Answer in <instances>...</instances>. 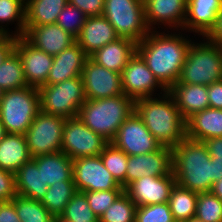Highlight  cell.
Listing matches in <instances>:
<instances>
[{"label":"cell","instance_id":"cell-1","mask_svg":"<svg viewBox=\"0 0 222 222\" xmlns=\"http://www.w3.org/2000/svg\"><path fill=\"white\" fill-rule=\"evenodd\" d=\"M150 31L139 43L136 52L157 80L168 90L178 80L192 39L182 34ZM190 40V41H189Z\"/></svg>","mask_w":222,"mask_h":222},{"label":"cell","instance_id":"cell-2","mask_svg":"<svg viewBox=\"0 0 222 222\" xmlns=\"http://www.w3.org/2000/svg\"><path fill=\"white\" fill-rule=\"evenodd\" d=\"M160 94L136 100L135 112L162 146L173 148L186 137V120L172 96Z\"/></svg>","mask_w":222,"mask_h":222},{"label":"cell","instance_id":"cell-3","mask_svg":"<svg viewBox=\"0 0 222 222\" xmlns=\"http://www.w3.org/2000/svg\"><path fill=\"white\" fill-rule=\"evenodd\" d=\"M172 171L176 183L197 193L210 192L214 176V163L203 141L185 137L172 148Z\"/></svg>","mask_w":222,"mask_h":222},{"label":"cell","instance_id":"cell-4","mask_svg":"<svg viewBox=\"0 0 222 222\" xmlns=\"http://www.w3.org/2000/svg\"><path fill=\"white\" fill-rule=\"evenodd\" d=\"M135 111V101L125 94L102 99H87L79 109L78 117L95 133L109 142L121 124Z\"/></svg>","mask_w":222,"mask_h":222},{"label":"cell","instance_id":"cell-5","mask_svg":"<svg viewBox=\"0 0 222 222\" xmlns=\"http://www.w3.org/2000/svg\"><path fill=\"white\" fill-rule=\"evenodd\" d=\"M202 41L190 44L176 83L209 86L222 80V47L207 38Z\"/></svg>","mask_w":222,"mask_h":222},{"label":"cell","instance_id":"cell-6","mask_svg":"<svg viewBox=\"0 0 222 222\" xmlns=\"http://www.w3.org/2000/svg\"><path fill=\"white\" fill-rule=\"evenodd\" d=\"M40 112L38 88L6 90L0 102V120L7 133L25 134Z\"/></svg>","mask_w":222,"mask_h":222},{"label":"cell","instance_id":"cell-7","mask_svg":"<svg viewBox=\"0 0 222 222\" xmlns=\"http://www.w3.org/2000/svg\"><path fill=\"white\" fill-rule=\"evenodd\" d=\"M40 111L64 117L78 116L79 109L87 101L81 76L38 88Z\"/></svg>","mask_w":222,"mask_h":222},{"label":"cell","instance_id":"cell-8","mask_svg":"<svg viewBox=\"0 0 222 222\" xmlns=\"http://www.w3.org/2000/svg\"><path fill=\"white\" fill-rule=\"evenodd\" d=\"M103 16L118 37L139 43L151 30L145 20L143 0H105Z\"/></svg>","mask_w":222,"mask_h":222},{"label":"cell","instance_id":"cell-9","mask_svg":"<svg viewBox=\"0 0 222 222\" xmlns=\"http://www.w3.org/2000/svg\"><path fill=\"white\" fill-rule=\"evenodd\" d=\"M66 119L39 112L24 134L32 158L61 151Z\"/></svg>","mask_w":222,"mask_h":222},{"label":"cell","instance_id":"cell-10","mask_svg":"<svg viewBox=\"0 0 222 222\" xmlns=\"http://www.w3.org/2000/svg\"><path fill=\"white\" fill-rule=\"evenodd\" d=\"M108 143L102 135L89 129L78 116L66 119L61 151L70 159L100 155Z\"/></svg>","mask_w":222,"mask_h":222},{"label":"cell","instance_id":"cell-11","mask_svg":"<svg viewBox=\"0 0 222 222\" xmlns=\"http://www.w3.org/2000/svg\"><path fill=\"white\" fill-rule=\"evenodd\" d=\"M111 143L128 156L148 154L162 146L135 111L121 124Z\"/></svg>","mask_w":222,"mask_h":222},{"label":"cell","instance_id":"cell-12","mask_svg":"<svg viewBox=\"0 0 222 222\" xmlns=\"http://www.w3.org/2000/svg\"><path fill=\"white\" fill-rule=\"evenodd\" d=\"M73 181L81 192L124 189L106 169L100 155L73 160Z\"/></svg>","mask_w":222,"mask_h":222},{"label":"cell","instance_id":"cell-13","mask_svg":"<svg viewBox=\"0 0 222 222\" xmlns=\"http://www.w3.org/2000/svg\"><path fill=\"white\" fill-rule=\"evenodd\" d=\"M121 80L124 94L134 101L153 97L154 92L159 88L163 93L167 92L137 52L122 70Z\"/></svg>","mask_w":222,"mask_h":222},{"label":"cell","instance_id":"cell-14","mask_svg":"<svg viewBox=\"0 0 222 222\" xmlns=\"http://www.w3.org/2000/svg\"><path fill=\"white\" fill-rule=\"evenodd\" d=\"M87 99H102L124 94L121 73L109 70L88 58L81 72Z\"/></svg>","mask_w":222,"mask_h":222},{"label":"cell","instance_id":"cell-15","mask_svg":"<svg viewBox=\"0 0 222 222\" xmlns=\"http://www.w3.org/2000/svg\"><path fill=\"white\" fill-rule=\"evenodd\" d=\"M176 181L173 171L164 176H144L130 183L124 191L137 207L169 201Z\"/></svg>","mask_w":222,"mask_h":222},{"label":"cell","instance_id":"cell-16","mask_svg":"<svg viewBox=\"0 0 222 222\" xmlns=\"http://www.w3.org/2000/svg\"><path fill=\"white\" fill-rule=\"evenodd\" d=\"M172 172V148L161 146L158 150L128 156L125 188L144 176H164Z\"/></svg>","mask_w":222,"mask_h":222},{"label":"cell","instance_id":"cell-17","mask_svg":"<svg viewBox=\"0 0 222 222\" xmlns=\"http://www.w3.org/2000/svg\"><path fill=\"white\" fill-rule=\"evenodd\" d=\"M14 50L18 53L28 86L39 88L46 85L53 56L31 45L23 36L16 37Z\"/></svg>","mask_w":222,"mask_h":222},{"label":"cell","instance_id":"cell-18","mask_svg":"<svg viewBox=\"0 0 222 222\" xmlns=\"http://www.w3.org/2000/svg\"><path fill=\"white\" fill-rule=\"evenodd\" d=\"M145 20L148 28L153 31V25H164L183 29L186 18L187 0H143ZM158 22V23H157ZM161 23V24H160ZM182 28V29H181Z\"/></svg>","mask_w":222,"mask_h":222},{"label":"cell","instance_id":"cell-19","mask_svg":"<svg viewBox=\"0 0 222 222\" xmlns=\"http://www.w3.org/2000/svg\"><path fill=\"white\" fill-rule=\"evenodd\" d=\"M23 37L34 47L55 56L76 42V38L58 24L25 27Z\"/></svg>","mask_w":222,"mask_h":222},{"label":"cell","instance_id":"cell-20","mask_svg":"<svg viewBox=\"0 0 222 222\" xmlns=\"http://www.w3.org/2000/svg\"><path fill=\"white\" fill-rule=\"evenodd\" d=\"M89 56L75 42L70 47L53 56V62L46 85H52L81 76L83 67Z\"/></svg>","mask_w":222,"mask_h":222},{"label":"cell","instance_id":"cell-21","mask_svg":"<svg viewBox=\"0 0 222 222\" xmlns=\"http://www.w3.org/2000/svg\"><path fill=\"white\" fill-rule=\"evenodd\" d=\"M222 11V0H187L183 31L195 32L203 38L210 32Z\"/></svg>","mask_w":222,"mask_h":222},{"label":"cell","instance_id":"cell-22","mask_svg":"<svg viewBox=\"0 0 222 222\" xmlns=\"http://www.w3.org/2000/svg\"><path fill=\"white\" fill-rule=\"evenodd\" d=\"M119 38L114 27L104 16L87 17L85 24L76 37V42L91 56L98 49Z\"/></svg>","mask_w":222,"mask_h":222},{"label":"cell","instance_id":"cell-23","mask_svg":"<svg viewBox=\"0 0 222 222\" xmlns=\"http://www.w3.org/2000/svg\"><path fill=\"white\" fill-rule=\"evenodd\" d=\"M167 92L174 99L185 120L193 114L210 107L207 86L205 85L175 83Z\"/></svg>","mask_w":222,"mask_h":222},{"label":"cell","instance_id":"cell-24","mask_svg":"<svg viewBox=\"0 0 222 222\" xmlns=\"http://www.w3.org/2000/svg\"><path fill=\"white\" fill-rule=\"evenodd\" d=\"M137 43L126 38H117L98 49L89 58L106 69L121 73L135 54Z\"/></svg>","mask_w":222,"mask_h":222},{"label":"cell","instance_id":"cell-25","mask_svg":"<svg viewBox=\"0 0 222 222\" xmlns=\"http://www.w3.org/2000/svg\"><path fill=\"white\" fill-rule=\"evenodd\" d=\"M186 137L197 141L222 137V110L209 107L193 114L186 120Z\"/></svg>","mask_w":222,"mask_h":222},{"label":"cell","instance_id":"cell-26","mask_svg":"<svg viewBox=\"0 0 222 222\" xmlns=\"http://www.w3.org/2000/svg\"><path fill=\"white\" fill-rule=\"evenodd\" d=\"M31 159L25 135L7 133L0 142V169L15 174Z\"/></svg>","mask_w":222,"mask_h":222},{"label":"cell","instance_id":"cell-27","mask_svg":"<svg viewBox=\"0 0 222 222\" xmlns=\"http://www.w3.org/2000/svg\"><path fill=\"white\" fill-rule=\"evenodd\" d=\"M41 170L43 182L48 186L61 181H73V160L62 151L32 158Z\"/></svg>","mask_w":222,"mask_h":222},{"label":"cell","instance_id":"cell-28","mask_svg":"<svg viewBox=\"0 0 222 222\" xmlns=\"http://www.w3.org/2000/svg\"><path fill=\"white\" fill-rule=\"evenodd\" d=\"M17 195L41 201L47 193L48 185L44 184L41 170L31 159L23 164L15 173Z\"/></svg>","mask_w":222,"mask_h":222},{"label":"cell","instance_id":"cell-29","mask_svg":"<svg viewBox=\"0 0 222 222\" xmlns=\"http://www.w3.org/2000/svg\"><path fill=\"white\" fill-rule=\"evenodd\" d=\"M68 0H31L25 6V27L54 24Z\"/></svg>","mask_w":222,"mask_h":222},{"label":"cell","instance_id":"cell-30","mask_svg":"<svg viewBox=\"0 0 222 222\" xmlns=\"http://www.w3.org/2000/svg\"><path fill=\"white\" fill-rule=\"evenodd\" d=\"M197 197V192L175 184L168 203L176 222H193L196 214Z\"/></svg>","mask_w":222,"mask_h":222},{"label":"cell","instance_id":"cell-31","mask_svg":"<svg viewBox=\"0 0 222 222\" xmlns=\"http://www.w3.org/2000/svg\"><path fill=\"white\" fill-rule=\"evenodd\" d=\"M77 192L74 181H61L48 186L47 193L41 203L55 217H60L71 198Z\"/></svg>","mask_w":222,"mask_h":222},{"label":"cell","instance_id":"cell-32","mask_svg":"<svg viewBox=\"0 0 222 222\" xmlns=\"http://www.w3.org/2000/svg\"><path fill=\"white\" fill-rule=\"evenodd\" d=\"M23 64L18 53L13 50L0 64V87L6 90H18L27 87Z\"/></svg>","mask_w":222,"mask_h":222},{"label":"cell","instance_id":"cell-33","mask_svg":"<svg viewBox=\"0 0 222 222\" xmlns=\"http://www.w3.org/2000/svg\"><path fill=\"white\" fill-rule=\"evenodd\" d=\"M21 222H53L55 217L41 201L16 195L11 200Z\"/></svg>","mask_w":222,"mask_h":222},{"label":"cell","instance_id":"cell-34","mask_svg":"<svg viewBox=\"0 0 222 222\" xmlns=\"http://www.w3.org/2000/svg\"><path fill=\"white\" fill-rule=\"evenodd\" d=\"M17 22L14 33L10 34L7 24ZM6 22V23H5ZM6 25H2V24ZM0 30L15 37L23 36L25 33V5L20 0H0ZM9 31V32H8Z\"/></svg>","mask_w":222,"mask_h":222},{"label":"cell","instance_id":"cell-35","mask_svg":"<svg viewBox=\"0 0 222 222\" xmlns=\"http://www.w3.org/2000/svg\"><path fill=\"white\" fill-rule=\"evenodd\" d=\"M100 157L106 169L125 189L128 155L109 142L102 150Z\"/></svg>","mask_w":222,"mask_h":222},{"label":"cell","instance_id":"cell-36","mask_svg":"<svg viewBox=\"0 0 222 222\" xmlns=\"http://www.w3.org/2000/svg\"><path fill=\"white\" fill-rule=\"evenodd\" d=\"M60 218L68 222H99V218L89 206L85 193L81 191L74 194Z\"/></svg>","mask_w":222,"mask_h":222},{"label":"cell","instance_id":"cell-37","mask_svg":"<svg viewBox=\"0 0 222 222\" xmlns=\"http://www.w3.org/2000/svg\"><path fill=\"white\" fill-rule=\"evenodd\" d=\"M136 204L123 191L99 218V222H135Z\"/></svg>","mask_w":222,"mask_h":222},{"label":"cell","instance_id":"cell-38","mask_svg":"<svg viewBox=\"0 0 222 222\" xmlns=\"http://www.w3.org/2000/svg\"><path fill=\"white\" fill-rule=\"evenodd\" d=\"M193 222H222V201L211 192L198 193Z\"/></svg>","mask_w":222,"mask_h":222},{"label":"cell","instance_id":"cell-39","mask_svg":"<svg viewBox=\"0 0 222 222\" xmlns=\"http://www.w3.org/2000/svg\"><path fill=\"white\" fill-rule=\"evenodd\" d=\"M135 222H176L168 202L136 207Z\"/></svg>","mask_w":222,"mask_h":222},{"label":"cell","instance_id":"cell-40","mask_svg":"<svg viewBox=\"0 0 222 222\" xmlns=\"http://www.w3.org/2000/svg\"><path fill=\"white\" fill-rule=\"evenodd\" d=\"M86 18L87 16L81 10L67 3L60 12L56 24L76 38L85 24Z\"/></svg>","mask_w":222,"mask_h":222},{"label":"cell","instance_id":"cell-41","mask_svg":"<svg viewBox=\"0 0 222 222\" xmlns=\"http://www.w3.org/2000/svg\"><path fill=\"white\" fill-rule=\"evenodd\" d=\"M124 189H111L108 191H84L89 206L94 214L100 218Z\"/></svg>","mask_w":222,"mask_h":222},{"label":"cell","instance_id":"cell-42","mask_svg":"<svg viewBox=\"0 0 222 222\" xmlns=\"http://www.w3.org/2000/svg\"><path fill=\"white\" fill-rule=\"evenodd\" d=\"M207 152L214 163L215 182L222 178V137H215L203 141Z\"/></svg>","mask_w":222,"mask_h":222},{"label":"cell","instance_id":"cell-43","mask_svg":"<svg viewBox=\"0 0 222 222\" xmlns=\"http://www.w3.org/2000/svg\"><path fill=\"white\" fill-rule=\"evenodd\" d=\"M16 195L15 174L0 169V202L11 201Z\"/></svg>","mask_w":222,"mask_h":222},{"label":"cell","instance_id":"cell-44","mask_svg":"<svg viewBox=\"0 0 222 222\" xmlns=\"http://www.w3.org/2000/svg\"><path fill=\"white\" fill-rule=\"evenodd\" d=\"M68 3L77 7L87 17L103 16L105 0H68Z\"/></svg>","mask_w":222,"mask_h":222},{"label":"cell","instance_id":"cell-45","mask_svg":"<svg viewBox=\"0 0 222 222\" xmlns=\"http://www.w3.org/2000/svg\"><path fill=\"white\" fill-rule=\"evenodd\" d=\"M209 106L222 110V80L207 86Z\"/></svg>","mask_w":222,"mask_h":222},{"label":"cell","instance_id":"cell-46","mask_svg":"<svg viewBox=\"0 0 222 222\" xmlns=\"http://www.w3.org/2000/svg\"><path fill=\"white\" fill-rule=\"evenodd\" d=\"M0 222H21L12 201L0 202Z\"/></svg>","mask_w":222,"mask_h":222},{"label":"cell","instance_id":"cell-47","mask_svg":"<svg viewBox=\"0 0 222 222\" xmlns=\"http://www.w3.org/2000/svg\"><path fill=\"white\" fill-rule=\"evenodd\" d=\"M16 37L7 34L0 41V64L7 58V56L14 50Z\"/></svg>","mask_w":222,"mask_h":222},{"label":"cell","instance_id":"cell-48","mask_svg":"<svg viewBox=\"0 0 222 222\" xmlns=\"http://www.w3.org/2000/svg\"><path fill=\"white\" fill-rule=\"evenodd\" d=\"M205 37L222 47V11L219 13L214 27Z\"/></svg>","mask_w":222,"mask_h":222},{"label":"cell","instance_id":"cell-49","mask_svg":"<svg viewBox=\"0 0 222 222\" xmlns=\"http://www.w3.org/2000/svg\"><path fill=\"white\" fill-rule=\"evenodd\" d=\"M210 192L222 201V178L213 183Z\"/></svg>","mask_w":222,"mask_h":222},{"label":"cell","instance_id":"cell-50","mask_svg":"<svg viewBox=\"0 0 222 222\" xmlns=\"http://www.w3.org/2000/svg\"><path fill=\"white\" fill-rule=\"evenodd\" d=\"M7 134L5 127L2 123V121L0 120V142L2 141V139L5 137V135Z\"/></svg>","mask_w":222,"mask_h":222},{"label":"cell","instance_id":"cell-51","mask_svg":"<svg viewBox=\"0 0 222 222\" xmlns=\"http://www.w3.org/2000/svg\"><path fill=\"white\" fill-rule=\"evenodd\" d=\"M4 94H5V90L0 87V102H1V99L4 97Z\"/></svg>","mask_w":222,"mask_h":222},{"label":"cell","instance_id":"cell-52","mask_svg":"<svg viewBox=\"0 0 222 222\" xmlns=\"http://www.w3.org/2000/svg\"><path fill=\"white\" fill-rule=\"evenodd\" d=\"M7 35L4 31L0 30V41Z\"/></svg>","mask_w":222,"mask_h":222},{"label":"cell","instance_id":"cell-53","mask_svg":"<svg viewBox=\"0 0 222 222\" xmlns=\"http://www.w3.org/2000/svg\"><path fill=\"white\" fill-rule=\"evenodd\" d=\"M53 222H68V221H64L60 217H58V218H55Z\"/></svg>","mask_w":222,"mask_h":222},{"label":"cell","instance_id":"cell-54","mask_svg":"<svg viewBox=\"0 0 222 222\" xmlns=\"http://www.w3.org/2000/svg\"><path fill=\"white\" fill-rule=\"evenodd\" d=\"M25 6L31 1V0H20Z\"/></svg>","mask_w":222,"mask_h":222}]
</instances>
